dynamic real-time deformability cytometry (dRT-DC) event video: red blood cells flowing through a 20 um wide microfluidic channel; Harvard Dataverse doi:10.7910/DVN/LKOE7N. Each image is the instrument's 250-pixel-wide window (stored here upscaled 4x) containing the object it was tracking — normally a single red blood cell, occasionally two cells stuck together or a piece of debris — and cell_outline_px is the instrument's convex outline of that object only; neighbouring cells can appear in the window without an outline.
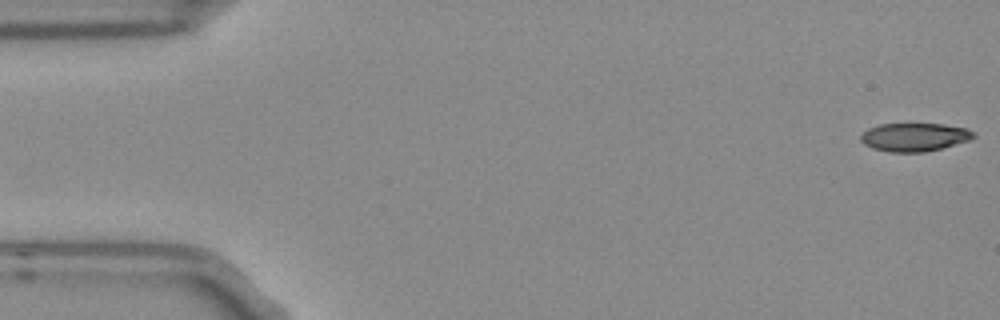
{"species": "Egyptian fruit bat (a non-hibernating species)", "species_latin": "Rousettus aegyptiacus", "temperature_condition": "room temperature", "stored_images_in_passage": 5, "camera_frame_rate_fps": 3000, "um_per_image_px": 0.085, "frame": {"image": 1, "passage_image": 1, "time_ms": 0.0, "image_size_px": [1000, 320], "cell_outline_px": [[976, 136], [968, 140], [940, 148], [924, 152], [888, 152], [872, 148], [864, 144], [860, 140], [860, 136], [868, 128], [880, 124], [944, 124], [968, 128], [976, 132]], "centroid_in_image_um": [77.72, 11.64], "position_along_channel_um": 7.3, "area_um2": 18.61}}
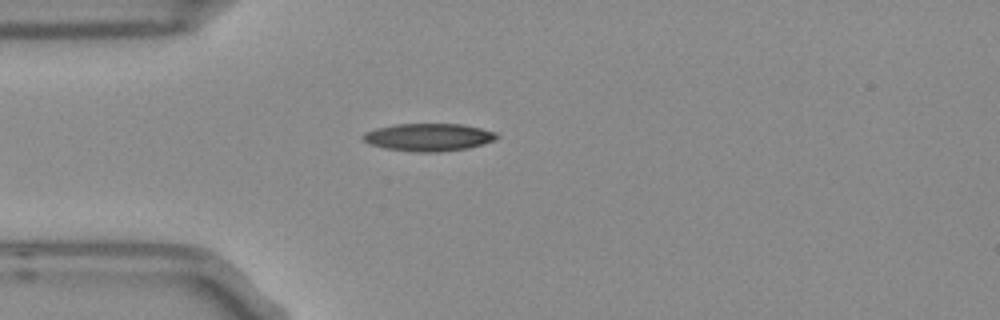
{"frame": {"image": 2, "passage_image": 4, "time_ms": 1.0, "image_size_px": [1000, 320], "cell_outline_px": [[500, 136], [496, 140], [468, 148], [440, 152], [416, 152], [384, 148], [368, 144], [360, 136], [364, 132], [376, 128], [396, 124], [460, 124], [480, 128], [496, 132]], "centroid_in_image_um": [36.41, 11.66], "position_along_channel_um": 48.6, "area_um2": 21.68}}